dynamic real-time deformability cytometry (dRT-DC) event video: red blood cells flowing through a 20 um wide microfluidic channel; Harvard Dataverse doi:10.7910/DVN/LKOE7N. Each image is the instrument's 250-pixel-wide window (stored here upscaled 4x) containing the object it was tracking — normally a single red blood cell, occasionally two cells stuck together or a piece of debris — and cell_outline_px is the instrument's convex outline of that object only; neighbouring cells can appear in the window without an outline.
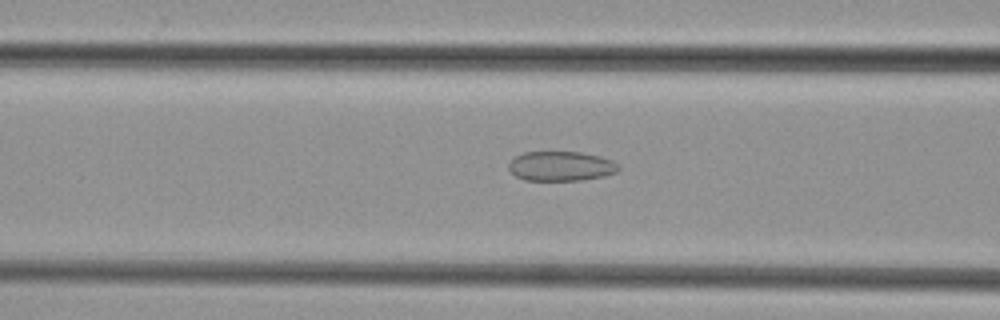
{"species": "common noctule bat (a hibernating species)", "species_latin": "Nyctalus noctula", "temperature_condition": "cold", "stored_images_in_passage": 48, "camera_frame_rate_fps": 3000, "um_per_image_px": 0.085, "animal": {"sex": "female", "body_mass_g": 29.2, "forearm_length_mm": 56.3}, "frame": {"image": 1, "passage_image": 19, "time_ms": 6.0, "image_size_px": [1000, 320], "cell_outline_px": [[620, 168], [616, 172], [604, 176], [580, 180], [524, 180], [516, 176], [508, 168], [508, 164], [516, 156], [524, 152], [580, 152], [600, 156], [612, 160]], "centroid_in_image_um": [47.67, 14.12], "position_along_channel_um": 118.9, "area_um2": 18.84}}
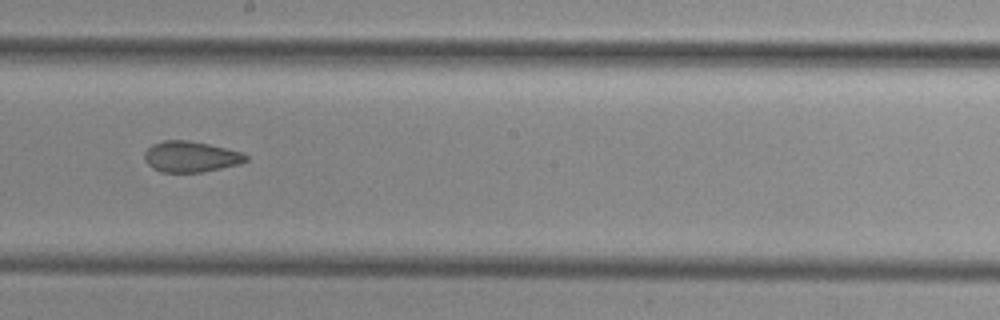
{"frame": {"image": 2, "passage_image": 27, "time_ms": 8.667, "image_size_px": [1000, 320], "cell_outline_px": [[248, 160], [240, 164], [200, 172], [160, 172], [152, 168], [144, 160], [144, 152], [152, 144], [164, 140], [188, 140], [208, 144], [240, 152], [248, 156]], "centroid_in_image_um": [16.17, 13.32], "position_along_channel_um": 232.0, "area_um2": 18.15}}
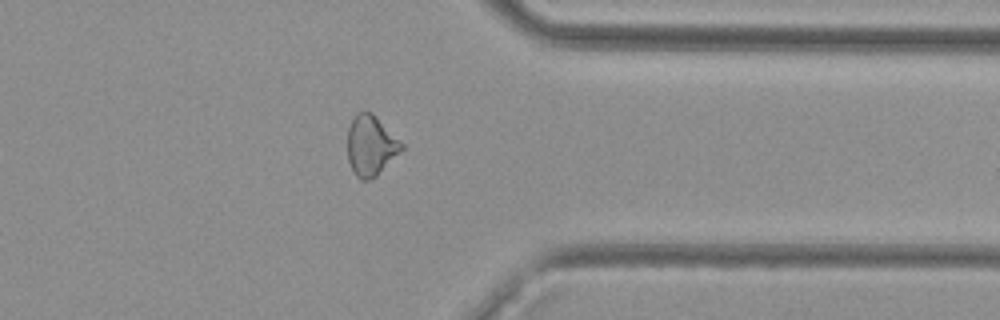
{"frame": {"image": 3, "passage_image": 38, "time_ms": 12.333, "image_size_px": [1000, 320], "cell_outline_px": [[404, 148], [376, 176], [368, 180], [360, 180], [356, 176], [348, 160], [348, 128], [356, 112], [372, 112], [404, 144]], "centroid_in_image_um": [31.52, 12.37], "position_along_channel_um": 379.9, "area_um2": 18.84}}